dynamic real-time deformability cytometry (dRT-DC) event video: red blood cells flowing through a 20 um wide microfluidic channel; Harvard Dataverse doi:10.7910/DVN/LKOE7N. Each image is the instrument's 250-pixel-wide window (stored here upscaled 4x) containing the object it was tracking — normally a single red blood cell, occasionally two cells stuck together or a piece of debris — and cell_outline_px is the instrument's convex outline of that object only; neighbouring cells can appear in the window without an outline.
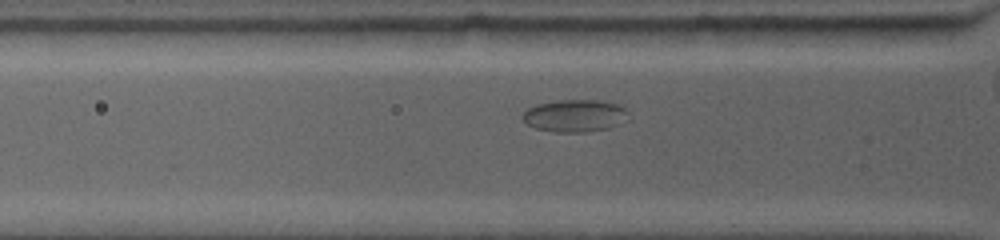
{"species": "common noctule bat (a hibernating species)", "species_latin": "Nyctalus noctula", "temperature_condition": "warm", "stored_images_in_passage": 6, "camera_frame_rate_fps": 4500, "um_per_image_px": 0.085, "animal": {"sex": "female", "body_mass_g": 19.0, "forearm_length_mm": 53.3}, "frame": {"image": 1, "passage_image": 4, "time_ms": 1.333, "image_size_px": [1000, 240], "cell_outline_px": [[628, 112], [608, 128], [588, 132], [556, 132], [536, 128], [528, 124], [524, 120], [524, 112], [528, 108], [536, 104], [560, 100], [600, 100], [616, 104], [624, 108]], "centroid_in_image_um": [48.78, 9.82], "position_along_channel_um": 77.0, "area_um2": 19.25}}